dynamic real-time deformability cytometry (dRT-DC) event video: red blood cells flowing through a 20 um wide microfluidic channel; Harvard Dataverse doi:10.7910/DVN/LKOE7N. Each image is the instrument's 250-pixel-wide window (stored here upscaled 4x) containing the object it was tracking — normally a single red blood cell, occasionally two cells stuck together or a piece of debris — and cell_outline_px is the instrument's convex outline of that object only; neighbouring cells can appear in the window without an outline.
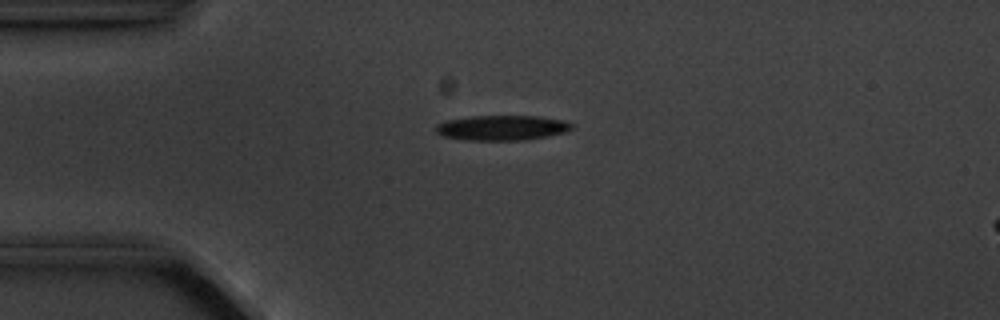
{"species": "common noctule bat (a hibernating species)", "species_latin": "Nyctalus noctula", "temperature_condition": "cold", "stored_images_in_passage": 10, "camera_frame_rate_fps": 3000, "um_per_image_px": 0.085, "animal": {"sex": "male", "body_mass_g": 20.1, "forearm_length_mm": 53.5}, "frame": {"image": 1, "passage_image": 4, "time_ms": 3.333, "image_size_px": [1000, 320], "cell_outline_px": [[576, 124], [572, 128], [564, 132], [548, 136], [524, 140], [468, 140], [444, 136], [436, 132], [436, 124], [448, 120], [468, 116], [540, 116], [564, 120]], "centroid_in_image_um": [42.7, 10.85], "position_along_channel_um": 42.3, "area_um2": 19.88}}